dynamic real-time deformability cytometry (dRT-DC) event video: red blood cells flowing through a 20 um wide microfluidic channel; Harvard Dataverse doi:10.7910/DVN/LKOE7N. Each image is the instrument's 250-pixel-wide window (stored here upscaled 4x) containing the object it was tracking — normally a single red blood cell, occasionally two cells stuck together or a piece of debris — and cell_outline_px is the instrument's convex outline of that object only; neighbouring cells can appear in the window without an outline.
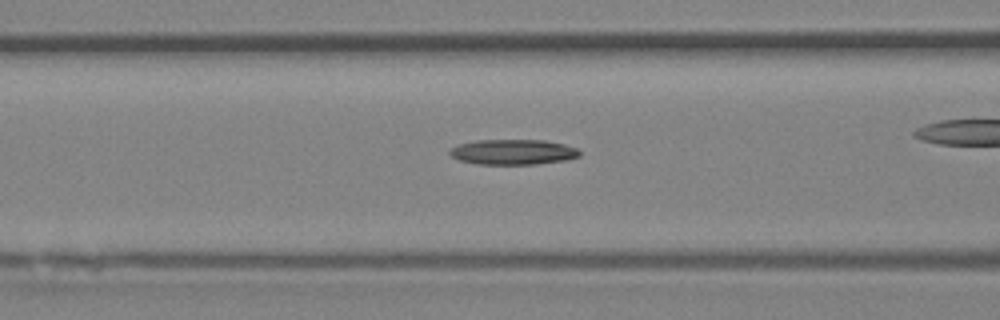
{"species": "Egyptian fruit bat (a non-hibernating species)", "species_latin": "Rousettus aegyptiacus", "temperature_condition": "room temperature", "stored_images_in_passage": 34, "camera_frame_rate_fps": 3000, "um_per_image_px": 0.085, "animal": {"sex": "female"}, "frame": {"image": 1, "passage_image": 6, "time_ms": 1.667, "image_size_px": [1000, 320], "cell_outline_px": [[580, 156], [568, 160], [536, 164], [476, 164], [460, 160], [452, 156], [448, 152], [452, 148], [460, 144], [476, 140], [544, 140], [564, 144], [576, 148], [580, 152]], "centroid_in_image_um": [43.64, 12.92], "position_along_channel_um": 123.0, "area_um2": 19.07}}
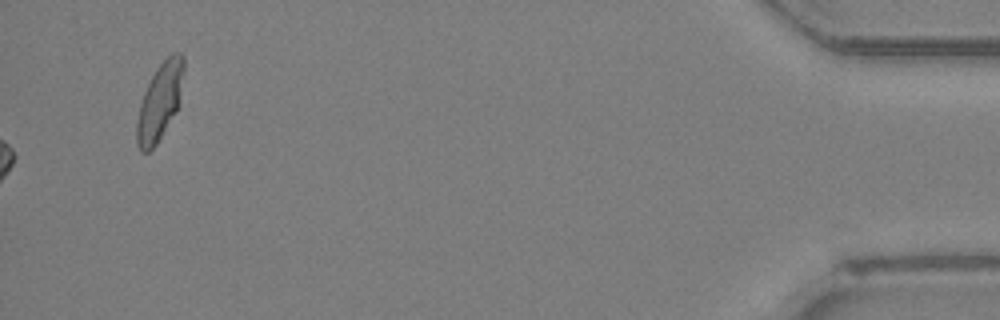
{"frame": {"image": 2, "passage_image": 34, "time_ms": 11.0, "image_size_px": [1000, 320], "cell_outline_px": [[184, 72], [180, 104], [176, 112], [156, 144], [148, 152], [140, 152], [136, 144], [136, 120], [140, 104], [144, 92], [156, 68], [172, 52], [180, 52], [184, 56]], "centroid_in_image_um": [13.59, 8.63], "position_along_channel_um": 421.6, "area_um2": 21.27}, "authors_computed_cell_mechanics": {"area_um2": 18.5538, "velocity_mm_per_s": 4.5481, "shape_relaxation_time_tau1_ms": 6.8201, "shape_relaxation_time_tau2_ms": 4.4033, "deformation_change_tau1": 0.1387, "deformation_change_tau2": 0.1325}}